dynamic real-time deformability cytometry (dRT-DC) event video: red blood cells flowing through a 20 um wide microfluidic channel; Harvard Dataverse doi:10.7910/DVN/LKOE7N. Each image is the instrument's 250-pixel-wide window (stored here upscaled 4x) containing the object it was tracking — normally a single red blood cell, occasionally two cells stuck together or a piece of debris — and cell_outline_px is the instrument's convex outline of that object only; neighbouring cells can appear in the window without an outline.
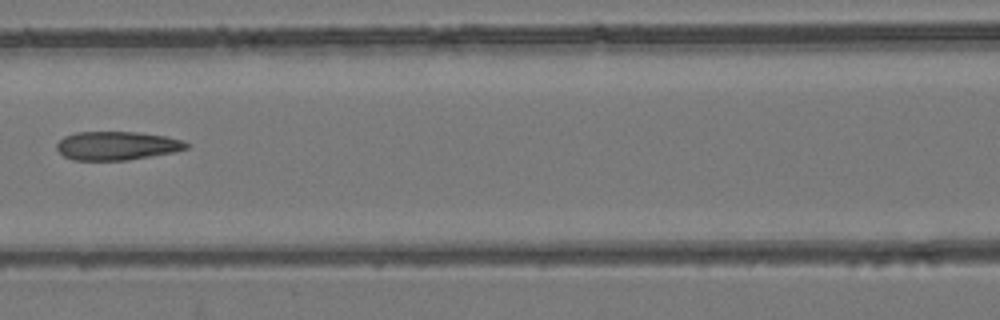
{"species": "common noctule bat (a hibernating species)", "species_latin": "Nyctalus noctula", "temperature_condition": "room temperature", "stored_images_in_passage": 6, "camera_frame_rate_fps": 3000, "um_per_image_px": 0.085, "animal": {"sex": "female", "body_mass_g": 24.6, "forearm_length_mm": 56.2}, "frame": {"image": 1, "passage_image": 6, "time_ms": 6.667, "image_size_px": [1000, 320], "cell_outline_px": [[188, 148], [176, 152], [128, 160], [72, 160], [64, 156], [56, 148], [56, 144], [64, 136], [76, 132], [136, 132], [164, 136], [184, 140], [188, 144]], "centroid_in_image_um": [9.94, 12.39], "position_along_channel_um": 156.7, "area_um2": 21.68}}